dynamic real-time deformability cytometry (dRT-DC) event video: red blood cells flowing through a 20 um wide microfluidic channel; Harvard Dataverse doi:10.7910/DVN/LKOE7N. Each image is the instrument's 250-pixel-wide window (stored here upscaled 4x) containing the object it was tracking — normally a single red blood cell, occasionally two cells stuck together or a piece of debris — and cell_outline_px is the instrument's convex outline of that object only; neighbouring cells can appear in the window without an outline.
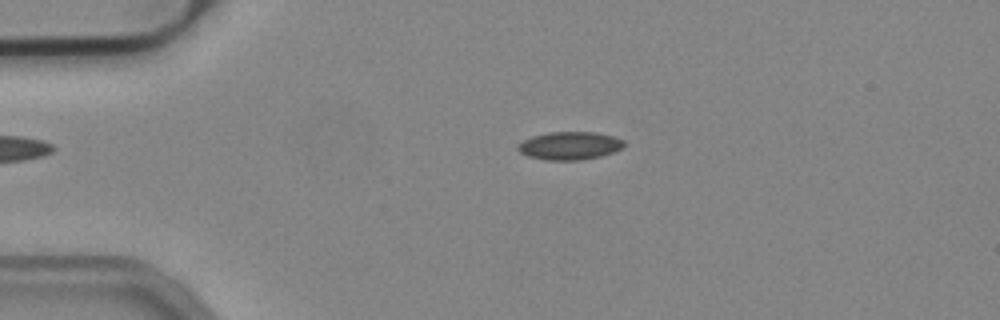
{"species": "common noctule bat (a hibernating species)", "species_latin": "Nyctalus noctula", "temperature_condition": "cold", "stored_images_in_passage": 8, "camera_frame_rate_fps": 3000, "um_per_image_px": 0.085, "animal": {"sex": "male", "body_mass_g": 19.2, "forearm_length_mm": 51.8}, "frame": {"image": 1, "passage_image": 1, "time_ms": 0.0, "image_size_px": [1000, 320], "cell_outline_px": [[624, 148], [616, 152], [600, 156], [580, 160], [544, 160], [528, 156], [520, 152], [516, 148], [516, 144], [532, 136], [548, 132], [596, 132], [612, 136], [624, 140]], "centroid_in_image_um": [48.42, 12.38], "position_along_channel_um": 36.6, "area_um2": 17.51}}